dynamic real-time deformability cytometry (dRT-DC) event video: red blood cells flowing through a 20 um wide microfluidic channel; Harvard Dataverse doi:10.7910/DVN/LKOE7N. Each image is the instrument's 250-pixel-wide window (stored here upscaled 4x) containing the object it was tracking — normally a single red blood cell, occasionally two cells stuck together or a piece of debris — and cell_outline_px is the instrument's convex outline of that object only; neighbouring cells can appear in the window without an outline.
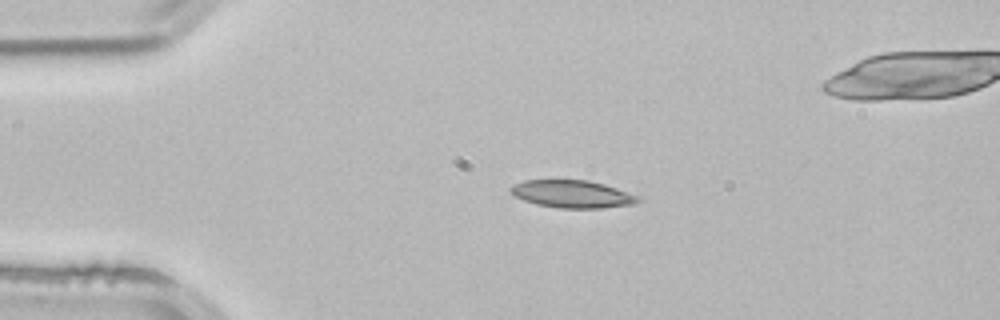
{"species": "common noctule bat (a hibernating species)", "species_latin": "Nyctalus noctula", "temperature_condition": "room temperature", "stored_images_in_passage": 2, "camera_frame_rate_fps": 3000, "um_per_image_px": 0.085, "animal": {"sex": "male", "body_mass_g": 21.5, "forearm_length_mm": 52.0}, "frame": {"image": 1, "passage_image": 1, "time_ms": 0.0, "image_size_px": [1000, 320], "cell_outline_px": [[644, 200], [636, 204], [600, 208], [556, 208], [536, 204], [524, 200], [508, 192], [508, 188], [512, 184], [524, 180], [588, 180], [604, 184], [644, 196]], "centroid_in_image_um": [48.71, 16.49], "position_along_channel_um": 36.3, "area_um2": 20.98}}